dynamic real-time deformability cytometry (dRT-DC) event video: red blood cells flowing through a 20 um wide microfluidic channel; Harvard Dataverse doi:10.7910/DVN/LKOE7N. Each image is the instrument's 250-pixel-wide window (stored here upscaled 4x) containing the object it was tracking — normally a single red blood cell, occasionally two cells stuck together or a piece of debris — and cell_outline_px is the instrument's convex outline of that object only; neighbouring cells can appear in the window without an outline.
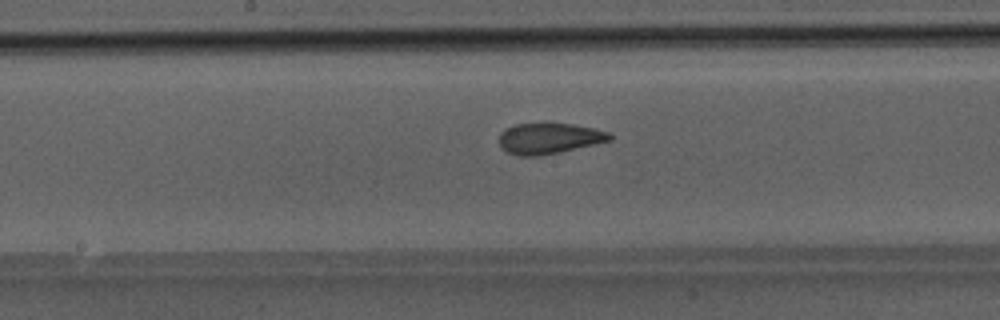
{"species": "Egyptian fruit bat (a non-hibernating species)", "species_latin": "Rousettus aegyptiacus", "temperature_condition": "room temperature", "stored_images_in_passage": 36, "camera_frame_rate_fps": 3000, "um_per_image_px": 0.085, "animal": {"sex": "male"}, "frame": {"image": 1, "passage_image": 15, "time_ms": 4.667, "image_size_px": [1000, 320], "cell_outline_px": [[612, 140], [560, 152], [540, 156], [516, 156], [508, 152], [500, 144], [500, 132], [504, 128], [516, 124], [544, 120], [572, 124], [592, 128], [608, 132], [612, 136]], "centroid_in_image_um": [46.64, 11.72], "position_along_channel_um": 201.6, "area_um2": 20.46}}
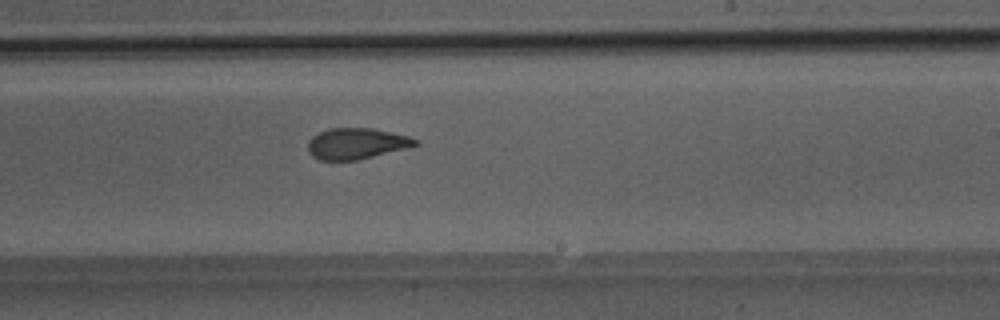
{"frame": {"image": 2, "passage_image": 19, "time_ms": 6.0, "image_size_px": [1000, 320], "cell_outline_px": [[420, 144], [356, 160], [320, 160], [312, 156], [308, 152], [308, 140], [312, 136], [328, 128], [372, 128], [408, 136], [420, 140]], "centroid_in_image_um": [30.26, 12.19], "position_along_channel_um": 258.7, "area_um2": 19.25}}
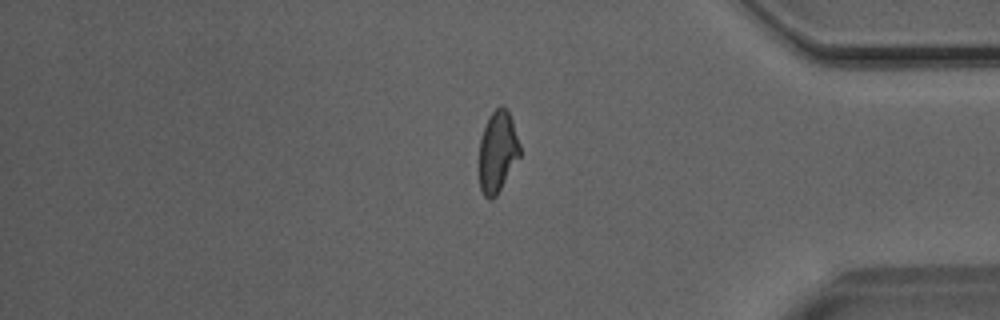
{"frame": {"image": 3, "passage_image": 30, "time_ms": 9.667, "image_size_px": [1000, 320], "cell_outline_px": [[520, 156], [496, 196], [492, 200], [488, 200], [484, 196], [480, 188], [480, 140], [488, 116], [496, 108], [508, 108], [520, 144]], "centroid_in_image_um": [42.3, 12.91], "position_along_channel_um": 392.9, "area_um2": 19.13}}